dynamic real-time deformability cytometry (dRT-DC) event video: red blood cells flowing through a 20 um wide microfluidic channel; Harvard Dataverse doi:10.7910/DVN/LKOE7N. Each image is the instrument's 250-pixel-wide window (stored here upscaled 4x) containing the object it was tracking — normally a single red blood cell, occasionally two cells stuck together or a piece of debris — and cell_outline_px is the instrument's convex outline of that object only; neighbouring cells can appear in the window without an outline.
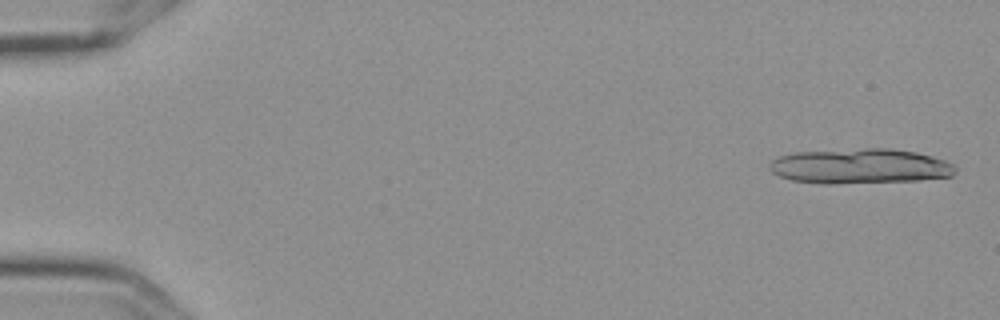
{"species": "Egyptian fruit bat (a non-hibernating species)", "species_latin": "Rousettus aegyptiacus", "temperature_condition": "cold", "stored_images_in_passage": 6, "camera_frame_rate_fps": 3000, "um_per_image_px": 0.085, "frame": {"image": 1, "passage_image": 1, "time_ms": 0.0, "image_size_px": [1000, 320], "cell_outline_px": [[956, 172], [952, 176], [916, 180], [828, 184], [820, 184], [792, 180], [780, 176], [772, 172], [768, 168], [768, 164], [772, 160], [780, 156], [796, 152], [864, 148], [892, 148], [916, 152], [932, 156], [944, 160], [952, 164], [956, 168]], "centroid_in_image_um": [73.08, 14.12], "position_along_channel_um": 11.9, "area_um2": 37.97}}